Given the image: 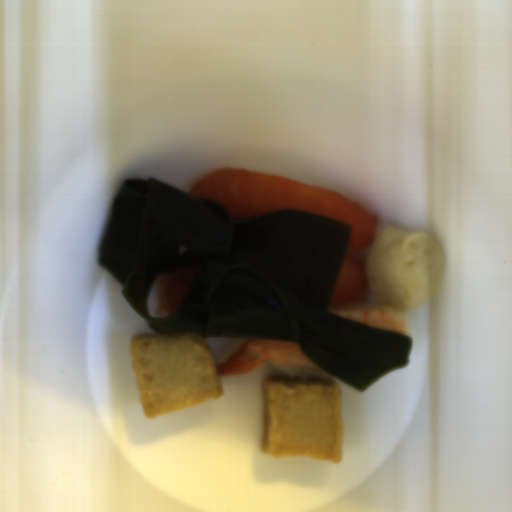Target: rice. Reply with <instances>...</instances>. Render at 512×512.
Returning <instances> with one entry per match:
<instances>
[{
  "label": "rice",
  "instance_id": "652b925c",
  "mask_svg": "<svg viewBox=\"0 0 512 512\" xmlns=\"http://www.w3.org/2000/svg\"><path fill=\"white\" fill-rule=\"evenodd\" d=\"M270 362V361H268ZM289 376H294L298 378H318L323 379L327 381H334L337 380L336 377L328 373L327 371H320V370H312V369H305V368H298V367H292L287 365H281L276 364L273 362H270Z\"/></svg>",
  "mask_w": 512,
  "mask_h": 512
},
{
  "label": "rice",
  "instance_id": "023b6e5f",
  "mask_svg": "<svg viewBox=\"0 0 512 512\" xmlns=\"http://www.w3.org/2000/svg\"><path fill=\"white\" fill-rule=\"evenodd\" d=\"M251 339H242V340H239V341H236L226 352L225 354L222 356V358L220 359V362H219V365L222 364L223 362L227 361L244 343H246L247 341H249Z\"/></svg>",
  "mask_w": 512,
  "mask_h": 512
}]
</instances>
